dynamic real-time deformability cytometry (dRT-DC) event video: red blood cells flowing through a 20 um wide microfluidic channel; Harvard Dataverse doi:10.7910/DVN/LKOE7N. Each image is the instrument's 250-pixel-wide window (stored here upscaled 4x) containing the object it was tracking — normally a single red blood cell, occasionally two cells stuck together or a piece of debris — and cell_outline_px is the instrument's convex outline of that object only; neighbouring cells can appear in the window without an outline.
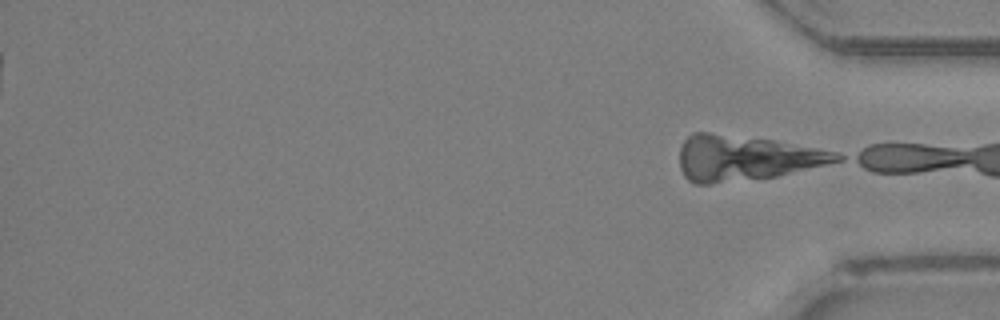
{"species": "Egyptian fruit bat (a non-hibernating species)", "species_latin": "Rousettus aegyptiacus", "temperature_condition": "room temperature", "stored_images_in_passage": 39, "segment_of_instrument_passage": [2, 2], "camera_frame_rate_fps": 3000, "um_per_image_px": 0.085, "animal": {"sex": "female"}, "frame": {"image": 1, "passage_image": 39, "time_ms": 12.667, "image_size_px": [1000, 320], "cell_outline_px": [[844, 160], [776, 176], [708, 184], [696, 184], [688, 180], [684, 176], [680, 168], [680, 148], [684, 140], [692, 132], [708, 132], [776, 140], [820, 148], [836, 152], [844, 156]], "centroid_in_image_um": [63.38, 13.41], "position_along_channel_um": 371.8, "area_um2": 41.44}}